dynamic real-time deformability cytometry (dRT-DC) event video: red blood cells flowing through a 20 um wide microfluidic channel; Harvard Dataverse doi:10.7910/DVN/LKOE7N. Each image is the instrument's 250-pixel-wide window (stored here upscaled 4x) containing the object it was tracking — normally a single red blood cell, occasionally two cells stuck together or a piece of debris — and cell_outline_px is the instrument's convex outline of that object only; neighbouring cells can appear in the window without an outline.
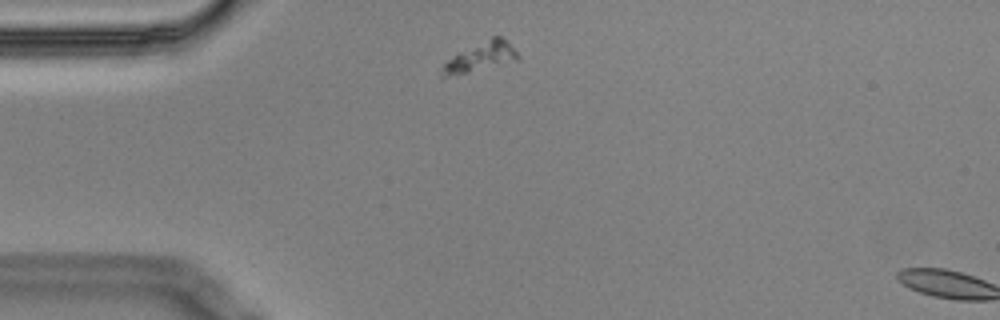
{"species": "Egyptian fruit bat (a non-hibernating species)", "species_latin": "Rousettus aegyptiacus", "temperature_condition": "cold", "stored_images_in_passage": 2, "camera_frame_rate_fps": 3000, "um_per_image_px": 0.085, "animal": {"sex": "male"}, "frame": {"image": 1, "passage_image": 1, "time_ms": 0.0, "image_size_px": [1000, 320], "cell_outline_px": [[520, 60], [468, 72], [444, 76], [440, 76], [440, 72], [444, 64], [448, 60], [492, 36], [500, 36], [520, 56]], "centroid_in_image_um": [40.9, 4.85], "position_along_channel_um": 44.1, "area_um2": 12.08}}